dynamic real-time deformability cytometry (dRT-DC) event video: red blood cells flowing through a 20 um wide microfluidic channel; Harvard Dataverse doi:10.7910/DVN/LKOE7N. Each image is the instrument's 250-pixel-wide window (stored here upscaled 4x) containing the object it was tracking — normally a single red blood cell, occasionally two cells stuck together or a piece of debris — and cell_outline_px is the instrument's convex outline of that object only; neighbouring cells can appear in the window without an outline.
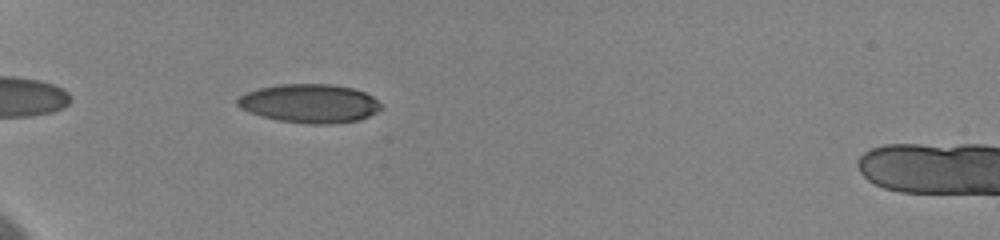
{"species": "human", "species_latin": "Homo sapiens", "temperature_condition": "cold", "stored_images_in_passage": 5, "camera_frame_rate_fps": 3000, "um_per_image_px": 0.085, "donor": {"sex": "female"}, "frame": {"image": 1, "passage_image": 2, "time_ms": 0.333, "image_size_px": [1000, 240], "cell_outline_px": [[384, 108], [360, 120], [332, 124], [312, 124], [280, 120], [260, 116], [248, 112], [240, 108], [236, 104], [236, 100], [240, 96], [248, 92], [260, 88], [280, 84], [332, 84], [352, 88], [364, 92], [372, 96], [384, 104]], "centroid_in_image_um": [26.35, 8.79], "position_along_channel_um": 58.6, "area_um2": 32.54}}